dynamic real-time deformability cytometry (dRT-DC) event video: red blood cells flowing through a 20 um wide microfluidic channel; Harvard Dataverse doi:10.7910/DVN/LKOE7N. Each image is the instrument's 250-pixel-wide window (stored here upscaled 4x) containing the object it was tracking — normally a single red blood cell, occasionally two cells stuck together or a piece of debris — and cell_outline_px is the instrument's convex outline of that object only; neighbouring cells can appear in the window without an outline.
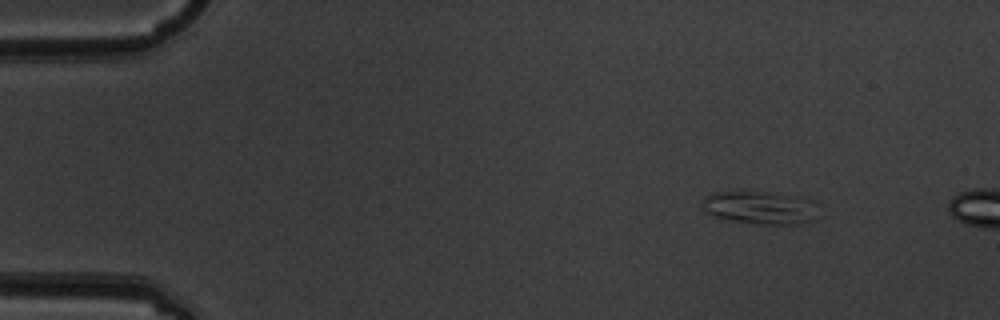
{"species": "common noctule bat (a hibernating species)", "species_latin": "Nyctalus noctula", "temperature_condition": "warm", "stored_images_in_passage": 2, "segment_of_instrument_passage": [1, 2], "camera_frame_rate_fps": 3000, "um_per_image_px": 0.085, "animal": {"sex": "male", "body_mass_g": 19.5, "forearm_length_mm": 54.6}, "frame": {"image": 1, "passage_image": 1, "time_ms": 0.0, "image_size_px": [1000, 320], "cell_outline_px": [[816, 220], [800, 224], [764, 224], [732, 220], [716, 216], [704, 212], [704, 196], [712, 192], [764, 192], [788, 196], [796, 200]], "centroid_in_image_um": [64.3, 17.67], "position_along_channel_um": 20.7, "area_um2": 20.23}}